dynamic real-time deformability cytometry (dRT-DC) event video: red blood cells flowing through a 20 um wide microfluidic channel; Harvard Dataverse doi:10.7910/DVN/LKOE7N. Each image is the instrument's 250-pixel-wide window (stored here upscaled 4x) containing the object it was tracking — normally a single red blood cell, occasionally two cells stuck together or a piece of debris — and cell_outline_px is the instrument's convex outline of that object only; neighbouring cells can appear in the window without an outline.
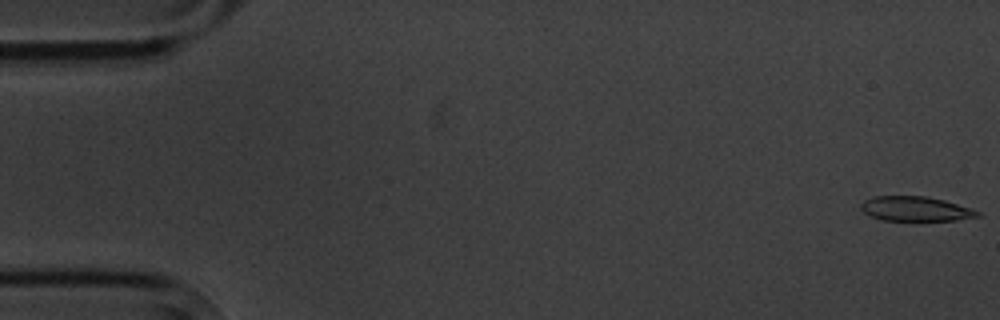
{"species": "common noctule bat (a hibernating species)", "species_latin": "Nyctalus noctula", "temperature_condition": "cold", "stored_images_in_passage": 5, "camera_frame_rate_fps": 3000, "um_per_image_px": 0.085, "animal": {"sex": "male", "body_mass_g": 20.1, "forearm_length_mm": 53.5}, "frame": {"image": 1, "passage_image": 1, "time_ms": 0.0, "image_size_px": [1000, 320], "cell_outline_px": [[980, 216], [956, 220], [880, 220], [864, 212], [860, 208], [860, 204], [864, 200], [872, 196], [924, 196], [944, 200], [972, 208], [980, 212]], "centroid_in_image_um": [77.81, 17.74], "position_along_channel_um": 7.2, "area_um2": 16.7}}
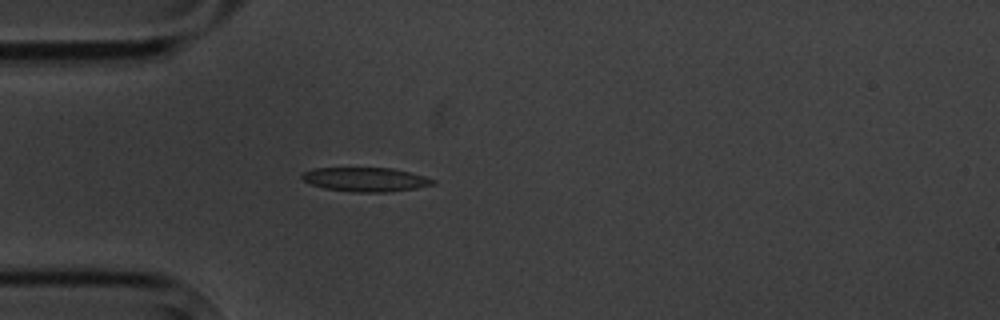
{"frame": {"image": 2, "passage_image": 5, "time_ms": 5.0, "image_size_px": [1000, 320], "cell_outline_px": [[436, 184], [416, 188], [384, 192], [352, 192], [324, 188], [312, 184], [304, 180], [300, 176], [304, 172], [312, 168], [392, 168], [424, 176], [436, 180]], "centroid_in_image_um": [31.08, 15.25], "position_along_channel_um": 53.9, "area_um2": 18.26}}